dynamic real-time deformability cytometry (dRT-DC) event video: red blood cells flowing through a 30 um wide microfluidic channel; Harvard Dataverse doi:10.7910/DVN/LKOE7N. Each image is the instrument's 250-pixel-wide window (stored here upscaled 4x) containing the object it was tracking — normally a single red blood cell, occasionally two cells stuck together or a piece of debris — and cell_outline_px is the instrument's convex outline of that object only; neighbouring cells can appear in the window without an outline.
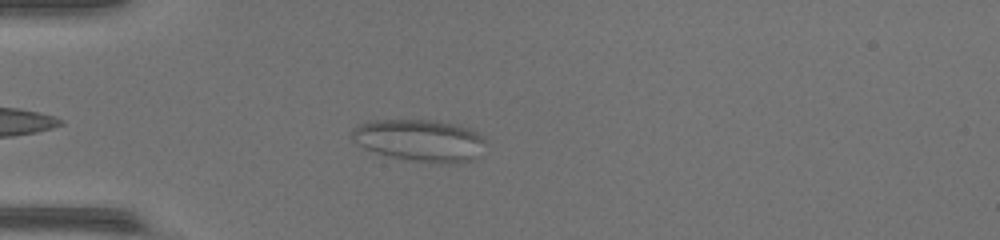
{"species": "common noctule bat (a hibernating species)", "species_latin": "Nyctalus noctula", "temperature_condition": "warm", "stored_images_in_passage": 43, "camera_frame_rate_fps": 3000, "um_per_image_px": 0.085, "animal": {"sex": "female", "body_mass_g": 17.0, "forearm_length_mm": 48.0}, "frame": {"image": 1, "passage_image": 6, "time_ms": 1.667, "image_size_px": [1000, 240], "cell_outline_px": [[488, 140], [472, 160], [456, 164], [440, 164], [404, 160], [376, 152], [352, 140], [352, 128], [360, 124], [372, 120], [436, 120], [456, 124], [468, 128], [476, 132]], "centroid_in_image_um": [35.72, 11.94], "position_along_channel_um": 49.3, "area_um2": 32.83}}
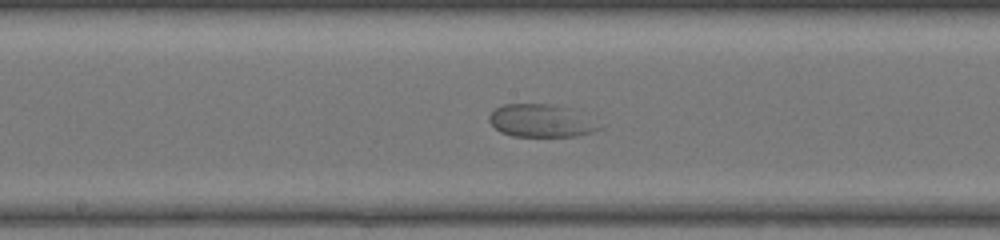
{"frame": {"image": 2, "passage_image": 19, "time_ms": 6.0, "image_size_px": [1000, 240], "cell_outline_px": [[604, 128], [592, 132], [576, 136], [512, 136], [500, 132], [488, 120], [488, 116], [496, 108], [504, 104], [552, 104], [568, 108]], "centroid_in_image_um": [45.92, 10.27], "position_along_channel_um": 202.3, "area_um2": 20.58}}
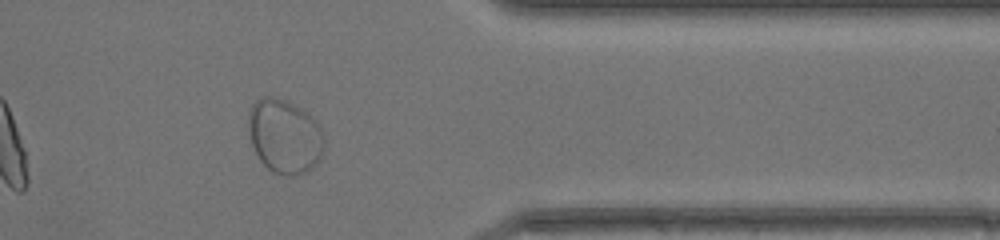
{"frame": {"image": 3, "passage_image": 34, "time_ms": 11.0, "image_size_px": [1000, 240], "cell_outline_px": [[324, 148], [316, 164], [312, 168], [304, 172], [292, 176], [288, 176], [272, 172], [260, 160], [252, 144], [248, 132], [248, 112], [252, 104], [256, 100], [264, 96], [272, 96], [284, 100], [300, 108], [312, 116], [316, 120], [320, 128], [324, 140]], "centroid_in_image_um": [24.17, 11.57], "position_along_channel_um": 387.2, "area_um2": 32.71}}